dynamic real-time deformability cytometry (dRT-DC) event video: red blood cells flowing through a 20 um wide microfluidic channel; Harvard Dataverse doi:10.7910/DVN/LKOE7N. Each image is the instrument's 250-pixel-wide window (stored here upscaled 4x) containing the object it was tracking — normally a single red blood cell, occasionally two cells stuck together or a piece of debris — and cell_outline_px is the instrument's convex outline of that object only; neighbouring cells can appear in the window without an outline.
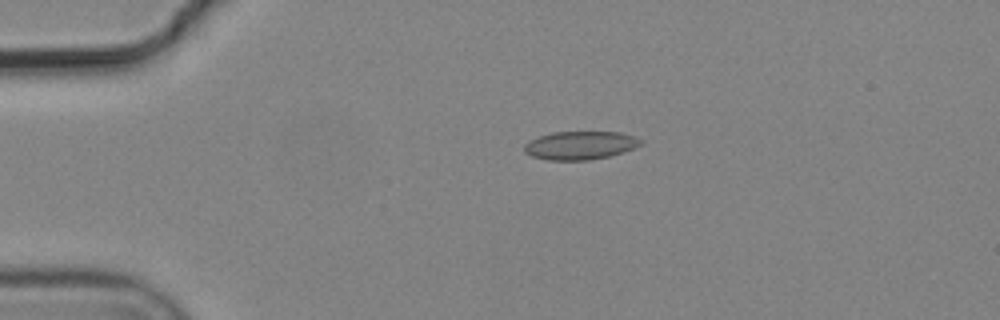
{"species": "common noctule bat (a hibernating species)", "species_latin": "Nyctalus noctula", "temperature_condition": "cold", "stored_images_in_passage": 4, "camera_frame_rate_fps": 3000, "um_per_image_px": 0.085, "animal": {"sex": "male", "body_mass_g": 19.2, "forearm_length_mm": 51.8}, "frame": {"image": 1, "passage_image": 1, "time_ms": 0.0, "image_size_px": [1000, 320], "cell_outline_px": [[644, 144], [624, 152], [608, 156], [588, 160], [548, 160], [532, 156], [524, 152], [524, 144], [528, 140], [552, 132], [620, 132], [636, 136], [644, 140]], "centroid_in_image_um": [49.35, 12.35], "position_along_channel_um": 35.7, "area_um2": 19.42}}
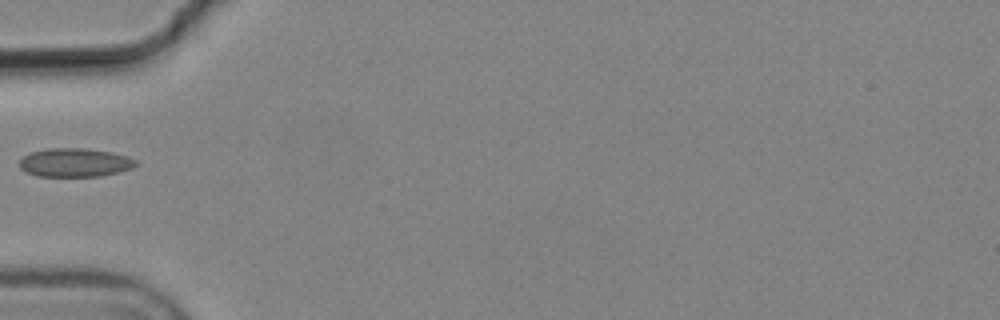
{"frame": {"image": 2, "passage_image": 3, "time_ms": 0.667, "image_size_px": [1000, 320], "cell_outline_px": [[136, 164], [132, 168], [100, 176], [36, 176], [20, 168], [20, 160], [24, 156], [32, 152], [48, 148], [84, 148], [112, 152], [128, 156], [136, 160]], "centroid_in_image_um": [6.37, 13.81], "position_along_channel_um": 78.6, "area_um2": 19.25}}
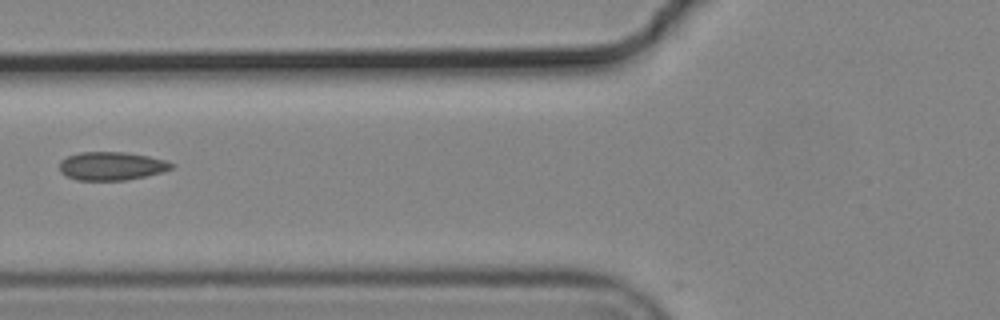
{"frame": {"image": 3, "passage_image": 4, "time_ms": 1.0, "image_size_px": [1000, 320], "cell_outline_px": [[176, 164], [172, 168], [164, 172], [128, 180], [76, 180], [60, 172], [60, 160], [68, 156], [80, 152], [124, 152], [148, 156], [164, 160]], "centroid_in_image_um": [9.5, 14.11], "position_along_channel_um": 116.3, "area_um2": 18.55}}